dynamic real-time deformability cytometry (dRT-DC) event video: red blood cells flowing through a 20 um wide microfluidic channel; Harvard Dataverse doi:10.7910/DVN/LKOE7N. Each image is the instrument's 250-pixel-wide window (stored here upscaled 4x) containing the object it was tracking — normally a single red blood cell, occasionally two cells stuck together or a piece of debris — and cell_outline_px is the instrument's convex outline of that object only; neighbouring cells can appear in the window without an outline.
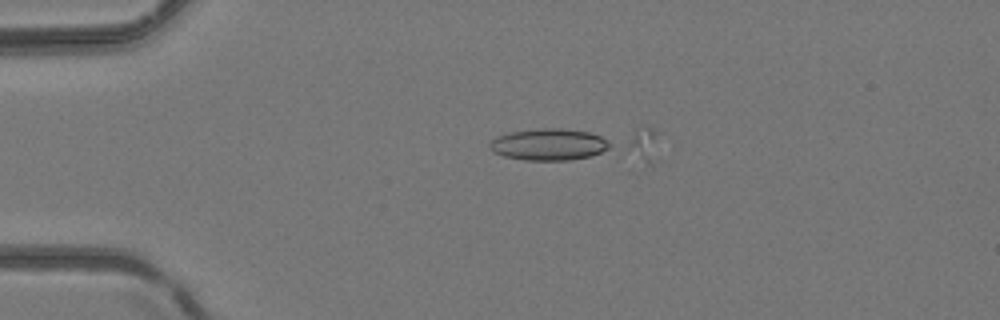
{"species": "common noctule bat (a hibernating species)", "species_latin": "Nyctalus noctula", "temperature_condition": "room temperature", "stored_images_in_passage": 4, "camera_frame_rate_fps": 3000, "um_per_image_px": 0.085, "animal": {"sex": "female", "body_mass_g": 24.6, "forearm_length_mm": 56.2}, "frame": {"image": 1, "passage_image": 3, "time_ms": 0.667, "image_size_px": [1000, 320], "cell_outline_px": [[656, 132], [652, 136], [640, 144], [624, 152], [568, 160], [524, 160], [504, 156], [492, 152], [488, 148], [488, 144], [496, 136], [508, 132], [540, 128], [644, 124], [652, 128]], "centroid_in_image_um": [48.43, 12.06], "position_along_channel_um": 36.6, "area_um2": 32.14}}